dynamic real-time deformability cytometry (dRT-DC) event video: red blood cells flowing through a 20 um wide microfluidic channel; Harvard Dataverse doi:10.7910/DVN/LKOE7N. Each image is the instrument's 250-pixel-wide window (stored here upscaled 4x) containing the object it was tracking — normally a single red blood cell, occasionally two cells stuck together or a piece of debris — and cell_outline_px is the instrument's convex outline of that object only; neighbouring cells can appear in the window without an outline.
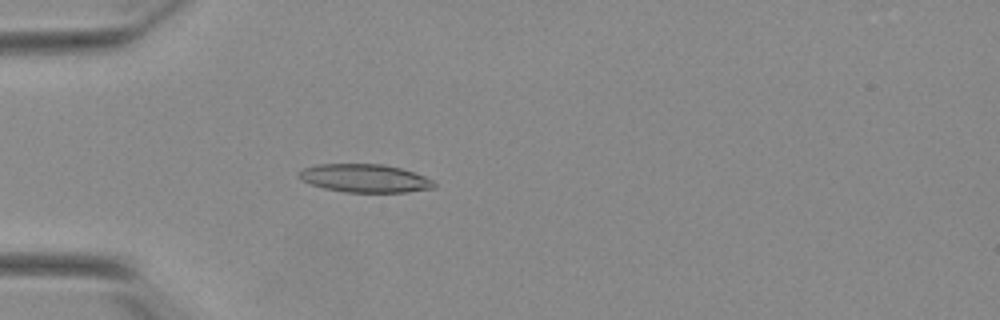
{"species": "Egyptian fruit bat (a non-hibernating species)", "species_latin": "Rousettus aegyptiacus", "temperature_condition": "warm", "stored_images_in_passage": 53, "camera_frame_rate_fps": 3000, "um_per_image_px": 0.085, "animal": {"sex": "female"}, "frame": {"image": 1, "passage_image": 16, "time_ms": 5.0, "image_size_px": [1000, 320], "cell_outline_px": [[436, 188], [408, 192], [344, 192], [324, 188], [300, 180], [300, 172], [304, 168], [320, 164], [384, 164], [400, 168], [424, 176], [432, 180], [436, 184]], "centroid_in_image_um": [31.05, 15.16], "position_along_channel_um": 54.0, "area_um2": 22.08}}
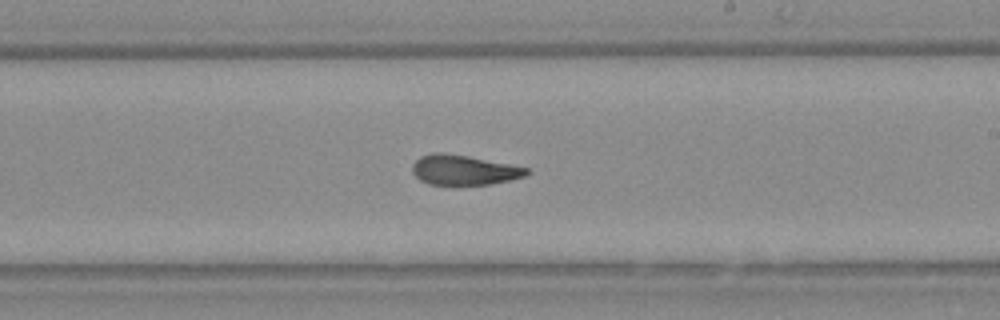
{"frame": {"image": 2, "passage_image": 32, "time_ms": 10.333, "image_size_px": [1000, 320], "cell_outline_px": [[532, 172], [524, 176], [512, 180], [492, 184], [456, 188], [452, 188], [428, 184], [420, 180], [412, 172], [412, 164], [420, 156], [432, 152], [440, 152], [468, 156], [528, 168]], "centroid_in_image_um": [39.4, 14.51], "position_along_channel_um": 249.6, "area_um2": 20.87}}
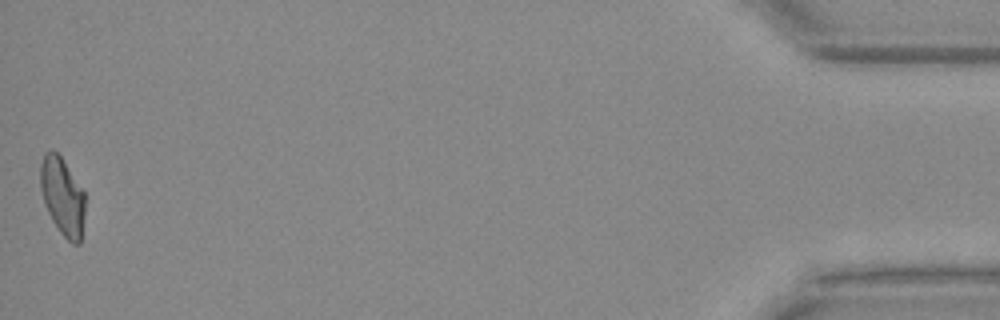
{"frame": {"image": 3, "passage_image": 53, "time_ms": 17.333, "image_size_px": [1000, 320], "cell_outline_px": [[84, 216], [80, 244], [72, 244], [60, 232], [52, 220], [48, 212], [40, 188], [40, 164], [44, 152], [52, 148], [60, 156], [84, 192]], "centroid_in_image_um": [5.29, 16.68], "position_along_channel_um": 429.9, "area_um2": 20.06}, "authors_computed_cell_mechanics": {"area_um2": 20.8658, "velocity_mm_per_s": 3.8705, "shape_relaxation_time_tau1_ms": 4.123, "shape_relaxation_time_tau2_ms": 2.4716, "deformation_change_tau1": 0.1771, "deformation_change_tau2": 0.1121}}